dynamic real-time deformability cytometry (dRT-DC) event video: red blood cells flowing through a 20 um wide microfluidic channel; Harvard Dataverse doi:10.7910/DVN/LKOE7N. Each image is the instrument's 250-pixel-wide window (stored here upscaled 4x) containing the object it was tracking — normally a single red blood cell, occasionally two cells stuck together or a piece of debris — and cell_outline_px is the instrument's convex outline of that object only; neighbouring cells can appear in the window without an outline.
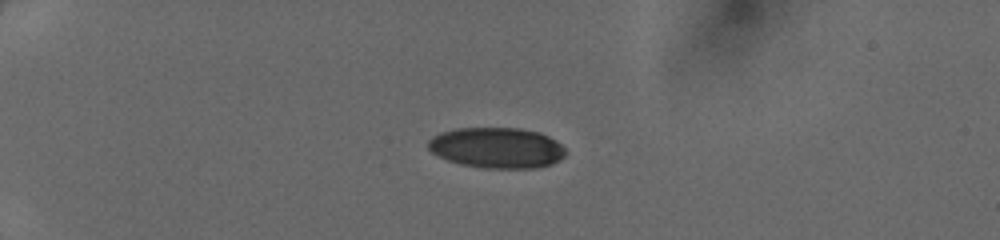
{"species": "human", "species_latin": "Homo sapiens", "temperature_condition": "cold", "stored_images_in_passage": 36, "camera_frame_rate_fps": 3000, "um_per_image_px": 0.085, "donor": {"sex": "female"}, "frame": {"image": 1, "passage_image": 1, "time_ms": 0.0, "image_size_px": [1000, 240], "cell_outline_px": [[568, 152], [560, 160], [552, 164], [536, 168], [484, 168], [460, 164], [448, 160], [432, 152], [428, 148], [428, 140], [432, 136], [440, 132], [456, 128], [520, 128], [540, 132], [556, 140]], "centroid_in_image_um": [42.25, 12.56], "position_along_channel_um": 42.8, "area_um2": 32.77}}
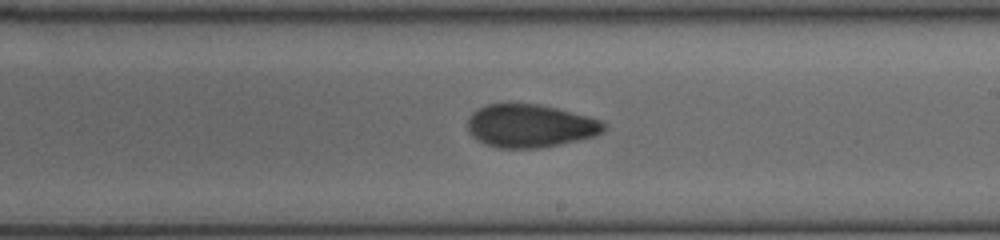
{"frame": {"image": 2, "passage_image": 19, "time_ms": 6.0, "image_size_px": [1000, 240], "cell_outline_px": [[604, 132], [596, 136], [580, 140], [540, 148], [496, 148], [484, 144], [476, 140], [468, 132], [468, 120], [472, 112], [488, 104], [540, 104], [588, 116], [600, 120], [604, 124]], "centroid_in_image_um": [45.05, 10.71], "position_along_channel_um": 243.9, "area_um2": 34.28}}
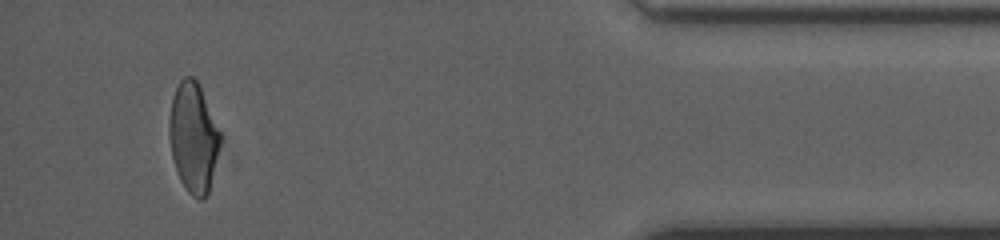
{"frame": {"image": 3, "passage_image": 34, "time_ms": 11.0, "image_size_px": [1000, 240], "cell_outline_px": [[220, 144], [208, 192], [204, 200], [200, 200], [192, 196], [188, 192], [180, 180], [172, 156], [168, 136], [168, 120], [172, 96], [180, 80], [184, 76], [192, 76], [200, 84], [220, 132]], "centroid_in_image_um": [16.41, 11.65], "position_along_channel_um": 418.8, "area_um2": 32.66}}